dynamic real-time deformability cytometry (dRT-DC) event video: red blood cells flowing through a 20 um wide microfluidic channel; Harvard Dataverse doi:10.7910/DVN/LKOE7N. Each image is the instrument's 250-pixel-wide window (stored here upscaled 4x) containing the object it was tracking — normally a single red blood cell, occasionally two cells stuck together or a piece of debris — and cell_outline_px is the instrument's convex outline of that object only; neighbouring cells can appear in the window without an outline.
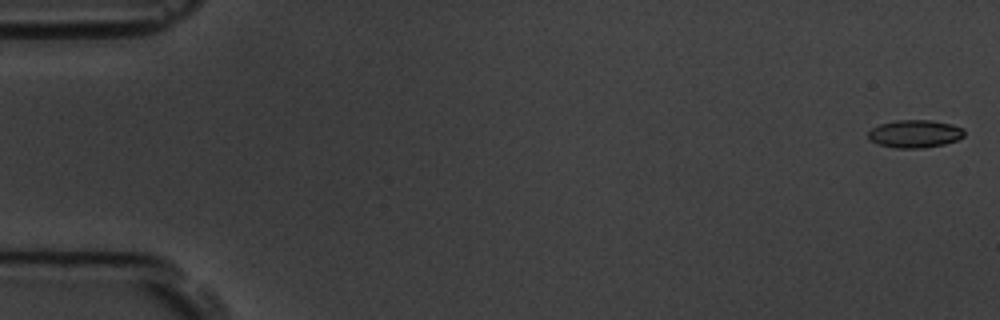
{"species": "common noctule bat (a hibernating species)", "species_latin": "Nyctalus noctula", "temperature_condition": "room temperature", "stored_images_in_passage": 7, "camera_frame_rate_fps": 3000, "um_per_image_px": 0.085, "animal": {"sex": "male", "body_mass_g": 19.5, "forearm_length_mm": 54.6}, "frame": {"image": 1, "passage_image": 1, "time_ms": 0.0, "image_size_px": [1000, 320], "cell_outline_px": [[964, 136], [956, 140], [944, 144], [924, 148], [896, 148], [880, 144], [872, 140], [868, 136], [868, 132], [872, 128], [880, 124], [896, 120], [928, 120], [952, 124], [964, 128]], "centroid_in_image_um": [77.79, 11.37], "position_along_channel_um": 7.2, "area_um2": 15.43}}
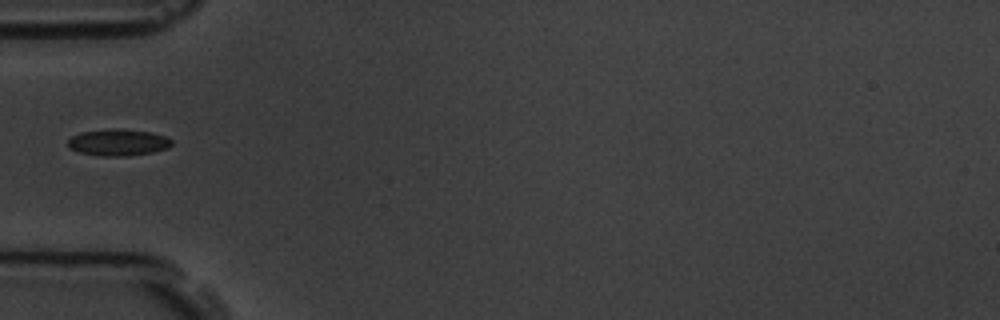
{"frame": {"image": 2, "passage_image": 6, "time_ms": 5.667, "image_size_px": [1000, 320], "cell_outline_px": [[172, 144], [168, 148], [152, 152], [128, 156], [100, 156], [80, 152], [68, 148], [68, 140], [72, 136], [80, 132], [104, 128], [112, 128], [152, 132], [164, 136], [172, 140]], "centroid_in_image_um": [10.02, 12.1], "position_along_channel_um": 75.0, "area_um2": 16.24}}
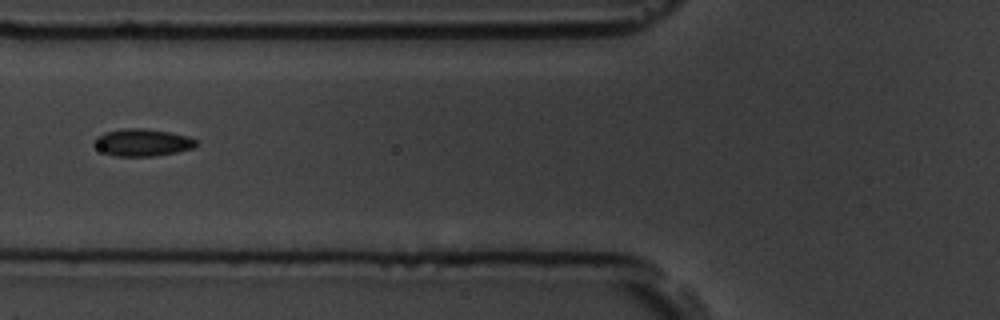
{"frame": {"image": 3, "passage_image": 7, "time_ms": 6.667, "image_size_px": [1000, 320], "cell_outline_px": [[196, 144], [192, 148], [176, 152], [152, 156], [116, 156], [104, 152], [92, 144], [96, 136], [104, 132], [124, 128], [144, 128], [168, 132], [188, 136], [196, 140]], "centroid_in_image_um": [12.06, 12.1], "position_along_channel_um": 113.7, "area_um2": 16.07}}